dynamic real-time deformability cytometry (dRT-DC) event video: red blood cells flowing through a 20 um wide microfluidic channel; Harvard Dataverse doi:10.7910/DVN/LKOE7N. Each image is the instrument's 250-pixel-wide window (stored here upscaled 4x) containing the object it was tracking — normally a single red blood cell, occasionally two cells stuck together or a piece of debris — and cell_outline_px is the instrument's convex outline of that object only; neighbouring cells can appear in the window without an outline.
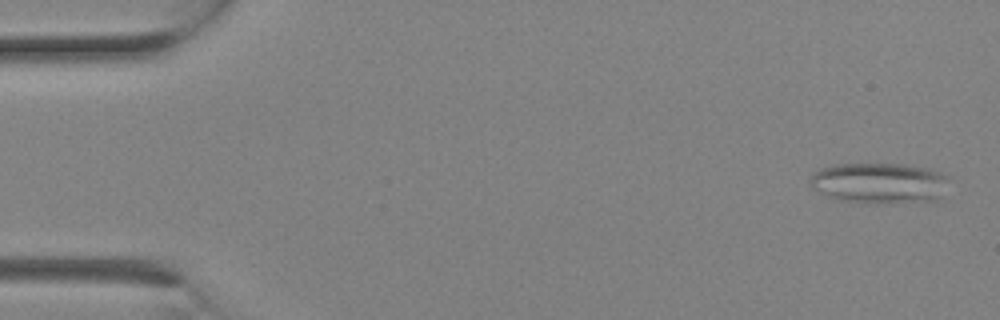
{"species": "Egyptian fruit bat (a non-hibernating species)", "species_latin": "Rousettus aegyptiacus", "temperature_condition": "room temperature", "stored_images_in_passage": 3, "camera_frame_rate_fps": 3000, "um_per_image_px": 0.085, "animal": {"sex": "female"}, "frame": {"image": 1, "passage_image": 3, "time_ms": 0.667, "image_size_px": [1000, 320], "cell_outline_px": [[944, 176], [940, 196], [936, 200], [868, 204], [864, 204], [836, 200], [812, 188], [808, 180], [820, 168], [832, 164], [904, 164], [928, 168], [940, 172]], "centroid_in_image_um": [74.62, 15.56], "position_along_channel_um": 10.4, "area_um2": 32.71}}